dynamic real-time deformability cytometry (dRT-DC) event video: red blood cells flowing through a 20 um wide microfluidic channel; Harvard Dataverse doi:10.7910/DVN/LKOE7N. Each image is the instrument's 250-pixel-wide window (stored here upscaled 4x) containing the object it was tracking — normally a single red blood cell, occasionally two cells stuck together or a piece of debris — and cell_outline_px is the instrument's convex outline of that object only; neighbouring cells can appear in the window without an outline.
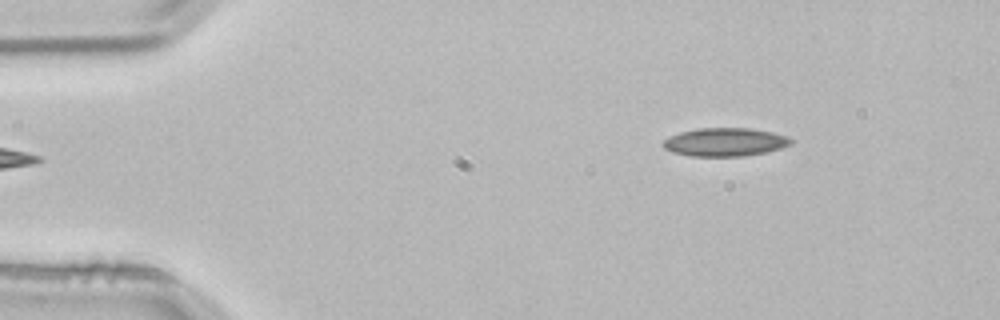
{"species": "common noctule bat (a hibernating species)", "species_latin": "Nyctalus noctula", "temperature_condition": "room temperature", "stored_images_in_passage": 4, "segment_of_instrument_passage": [2, 2], "camera_frame_rate_fps": 3000, "um_per_image_px": 0.085, "animal": {"sex": "male", "body_mass_g": 21.5, "forearm_length_mm": 52.0}, "frame": {"image": 1, "passage_image": 4, "time_ms": 1.0, "image_size_px": [1000, 320], "cell_outline_px": [[796, 140], [792, 144], [780, 148], [764, 152], [744, 156], [692, 156], [672, 152], [664, 148], [660, 144], [668, 136], [680, 132], [700, 128], [748, 128], [772, 132], [788, 136]], "centroid_in_image_um": [61.62, 12.07], "position_along_channel_um": 23.4, "area_um2": 21.21}}